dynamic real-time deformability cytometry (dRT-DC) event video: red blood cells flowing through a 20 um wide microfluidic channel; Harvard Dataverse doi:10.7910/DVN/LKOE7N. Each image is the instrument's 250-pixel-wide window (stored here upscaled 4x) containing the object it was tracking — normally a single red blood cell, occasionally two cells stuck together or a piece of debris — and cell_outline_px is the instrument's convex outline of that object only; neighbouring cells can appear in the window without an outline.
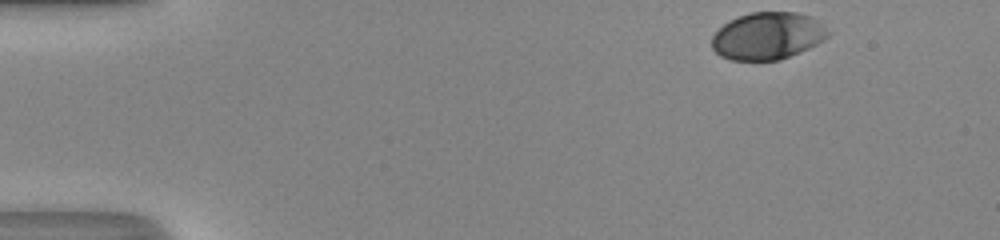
{"species": "human", "species_latin": "Homo sapiens", "temperature_condition": "room temperature", "stored_images_in_passage": 38, "camera_frame_rate_fps": 3000, "um_per_image_px": 0.085, "donor": {"sex": "male"}, "frame": {"image": 1, "passage_image": 1, "time_ms": 0.0, "image_size_px": [1000, 240], "cell_outline_px": [[832, 32], [824, 40], [800, 52], [780, 60], [732, 60], [720, 56], [712, 48], [712, 36], [724, 24], [740, 16], [752, 12], [796, 12], [812, 16]], "centroid_in_image_um": [65.28, 3.05], "position_along_channel_um": 19.7, "area_um2": 31.96}}
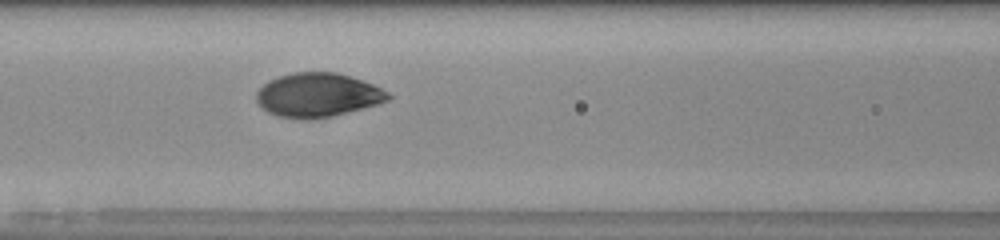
{"frame": {"image": 2, "passage_image": 18, "time_ms": 5.667, "image_size_px": [1000, 240], "cell_outline_px": [[392, 96], [388, 100], [380, 104], [332, 116], [308, 120], [276, 116], [268, 112], [256, 100], [256, 92], [264, 84], [280, 76], [292, 72], [336, 72], [372, 84], [388, 92]], "centroid_in_image_um": [27.01, 8.09], "position_along_channel_um": 139.6, "area_um2": 33.58}}
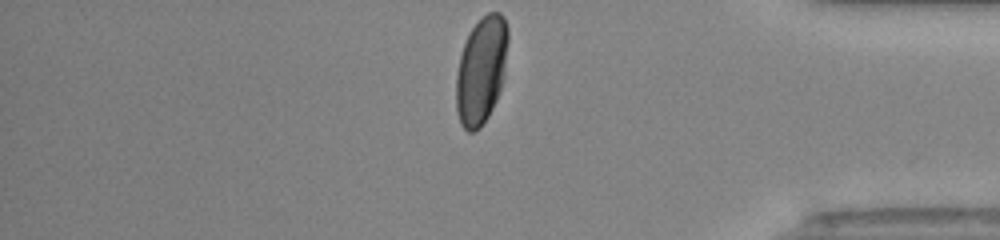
{"frame": {"image": 3, "passage_image": 38, "time_ms": 12.333, "image_size_px": [1000, 240], "cell_outline_px": [[508, 40], [504, 80], [500, 92], [488, 116], [480, 128], [472, 132], [468, 132], [460, 124], [456, 108], [456, 76], [460, 56], [464, 44], [472, 28], [488, 12], [500, 12], [504, 16], [508, 28]], "centroid_in_image_um": [40.92, 5.99], "position_along_channel_um": 394.3, "area_um2": 32.54}, "authors_computed_cell_mechanics": {"area_um2": 33.6396, "velocity_mm_per_s": 4.1814, "shape_relaxation_time_tau1_ms": 2.904, "shape_relaxation_time_tau2_ms": null, "deformation_change_tau1": 0.144, "deformation_change_tau2": null}}